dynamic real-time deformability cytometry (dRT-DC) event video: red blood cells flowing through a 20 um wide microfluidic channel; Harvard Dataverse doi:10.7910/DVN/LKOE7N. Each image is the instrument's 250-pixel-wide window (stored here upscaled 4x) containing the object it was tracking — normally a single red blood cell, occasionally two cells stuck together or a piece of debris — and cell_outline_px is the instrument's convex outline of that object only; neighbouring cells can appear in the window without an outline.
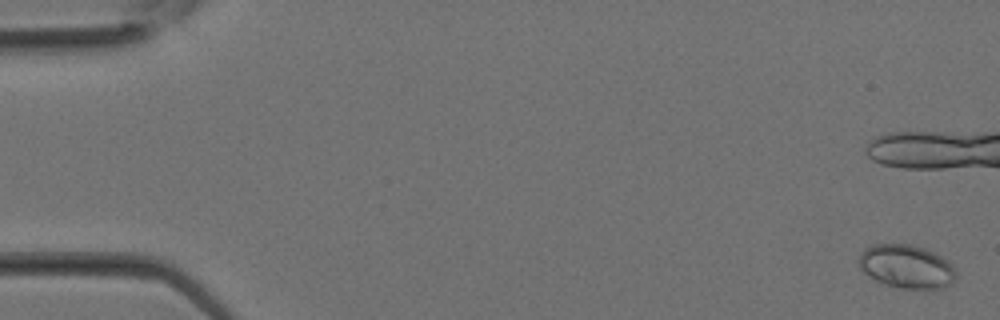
{"species": "Egyptian fruit bat (a non-hibernating species)", "species_latin": "Rousettus aegyptiacus", "temperature_condition": "room temperature", "stored_images_in_passage": 10, "camera_frame_rate_fps": 3000, "um_per_image_px": 0.085, "animal": {"sex": "female"}, "frame": {"image": 1, "passage_image": 1, "time_ms": 0.0, "image_size_px": [1000, 320], "cell_outline_px": [[956, 276], [952, 284], [944, 288], [900, 288], [880, 284], [868, 276], [860, 268], [856, 260], [864, 248], [872, 244], [908, 244], [924, 248], [948, 260], [956, 268]], "centroid_in_image_um": [77.02, 22.66], "position_along_channel_um": 8.0, "area_um2": 25.03}}